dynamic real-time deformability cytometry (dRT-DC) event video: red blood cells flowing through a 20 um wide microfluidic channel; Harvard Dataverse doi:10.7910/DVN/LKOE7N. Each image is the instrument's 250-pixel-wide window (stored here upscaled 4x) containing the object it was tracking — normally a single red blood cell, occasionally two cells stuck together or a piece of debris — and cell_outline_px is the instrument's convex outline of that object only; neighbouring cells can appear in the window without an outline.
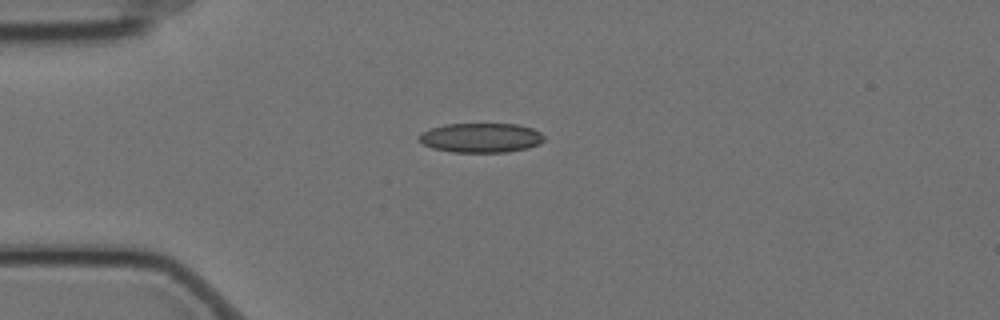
{"species": "Egyptian fruit bat (a non-hibernating species)", "species_latin": "Rousettus aegyptiacus", "temperature_condition": "cold", "stored_images_in_passage": 1, "camera_frame_rate_fps": 3000, "um_per_image_px": 0.085, "animal": {"sex": "female"}, "frame": {"image": 1, "passage_image": 1, "time_ms": 0.0, "image_size_px": [1000, 320], "cell_outline_px": [[544, 140], [540, 144], [528, 148], [508, 152], [452, 152], [432, 148], [424, 144], [416, 136], [432, 128], [444, 124], [520, 124], [532, 128], [540, 132], [544, 136]], "centroid_in_image_um": [40.91, 11.71], "position_along_channel_um": 44.1, "area_um2": 21.56}}